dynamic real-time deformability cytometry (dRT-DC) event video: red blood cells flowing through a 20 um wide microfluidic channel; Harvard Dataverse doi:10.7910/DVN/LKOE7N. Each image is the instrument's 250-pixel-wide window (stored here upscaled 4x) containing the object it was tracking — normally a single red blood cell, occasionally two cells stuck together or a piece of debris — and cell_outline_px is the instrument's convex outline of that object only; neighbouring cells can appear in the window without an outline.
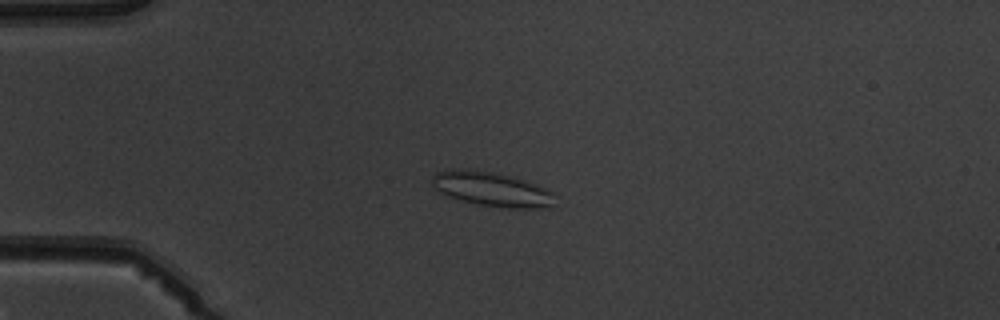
{"species": "common noctule bat (a hibernating species)", "species_latin": "Nyctalus noctula", "temperature_condition": "warm", "stored_images_in_passage": 3, "camera_frame_rate_fps": 3000, "um_per_image_px": 0.085, "animal": {"sex": "male", "body_mass_g": 19.5, "forearm_length_mm": 54.6}, "frame": {"image": 1, "passage_image": 3, "time_ms": 2.333, "image_size_px": [1000, 320], "cell_outline_px": [[556, 208], [508, 208], [480, 204], [448, 196], [440, 192], [432, 184], [432, 176], [436, 172], [468, 168], [500, 172], [516, 176], [536, 184], [552, 192]], "centroid_in_image_um": [41.87, 16.06], "position_along_channel_um": 43.1, "area_um2": 24.85}}